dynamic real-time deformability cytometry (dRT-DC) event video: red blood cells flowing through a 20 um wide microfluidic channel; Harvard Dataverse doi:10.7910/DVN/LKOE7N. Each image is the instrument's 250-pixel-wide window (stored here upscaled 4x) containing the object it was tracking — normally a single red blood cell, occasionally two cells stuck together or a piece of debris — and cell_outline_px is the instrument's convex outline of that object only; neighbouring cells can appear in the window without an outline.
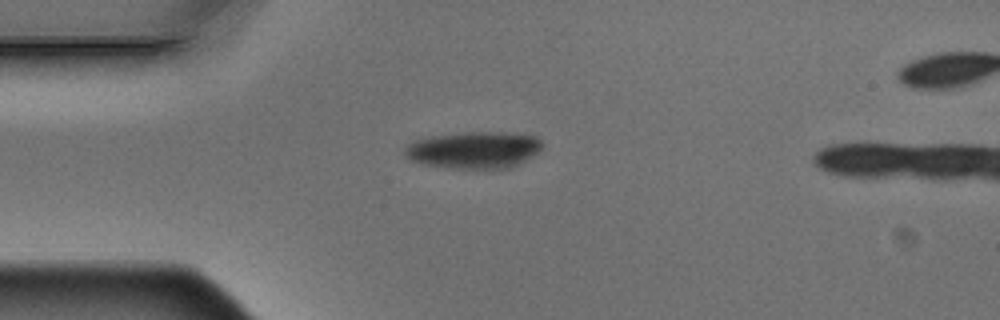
{"species": "Egyptian fruit bat (a non-hibernating species)", "species_latin": "Rousettus aegyptiacus", "temperature_condition": "warm", "stored_images_in_passage": 9, "camera_frame_rate_fps": 3000, "um_per_image_px": 0.085, "animal": {"sex": "male"}, "frame": {"image": 1, "passage_image": 3, "time_ms": 0.667, "image_size_px": [1000, 320], "cell_outline_px": [[544, 148], [532, 156], [512, 168], [448, 168], [420, 164], [408, 160], [404, 156], [404, 148], [412, 140], [432, 136], [464, 132], [500, 132], [536, 136], [544, 144]], "centroid_in_image_um": [40.25, 12.75], "position_along_channel_um": 44.8, "area_um2": 29.94}}
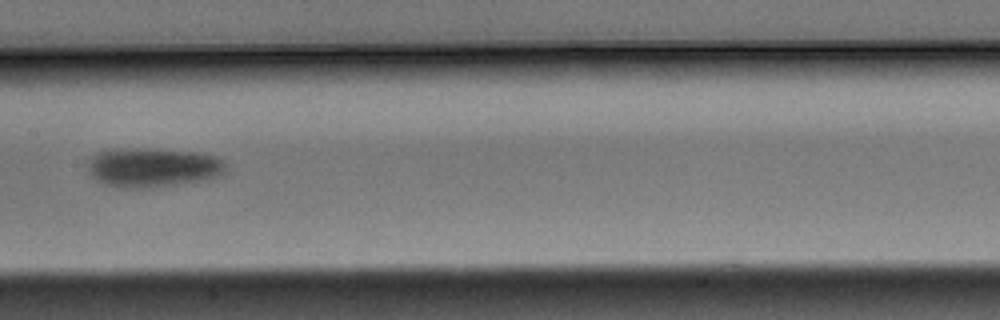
{"frame": {"image": 2, "passage_image": 7, "time_ms": 2.0, "image_size_px": [1000, 320], "cell_outline_px": [[224, 172], [220, 176], [208, 180], [136, 188], [128, 188], [104, 184], [96, 180], [88, 172], [88, 164], [92, 156], [96, 152], [120, 148], [160, 148], [200, 152], [216, 156], [224, 164]], "centroid_in_image_um": [12.98, 14.2], "position_along_channel_um": 194.4, "area_um2": 31.73}}
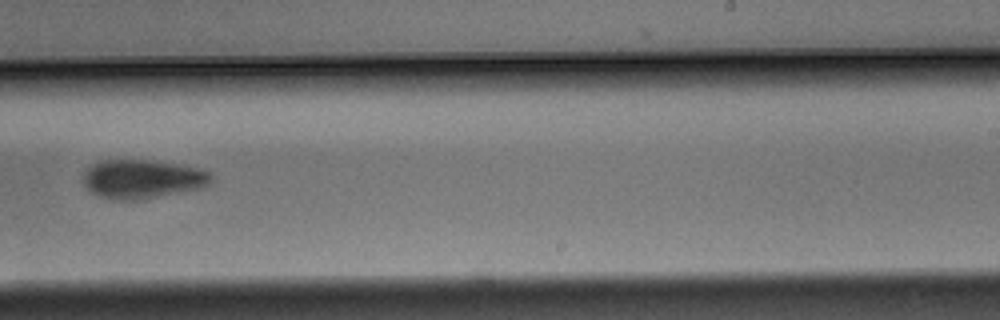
{"frame": {"image": 3, "passage_image": 9, "time_ms": 2.667, "image_size_px": [1000, 320], "cell_outline_px": [[212, 176], [208, 184], [200, 188], [144, 200], [112, 200], [100, 196], [92, 192], [84, 184], [84, 172], [92, 164], [100, 160], [148, 160], [196, 168], [208, 172]], "centroid_in_image_um": [12.06, 15.23], "position_along_channel_um": 276.9, "area_um2": 28.73}}